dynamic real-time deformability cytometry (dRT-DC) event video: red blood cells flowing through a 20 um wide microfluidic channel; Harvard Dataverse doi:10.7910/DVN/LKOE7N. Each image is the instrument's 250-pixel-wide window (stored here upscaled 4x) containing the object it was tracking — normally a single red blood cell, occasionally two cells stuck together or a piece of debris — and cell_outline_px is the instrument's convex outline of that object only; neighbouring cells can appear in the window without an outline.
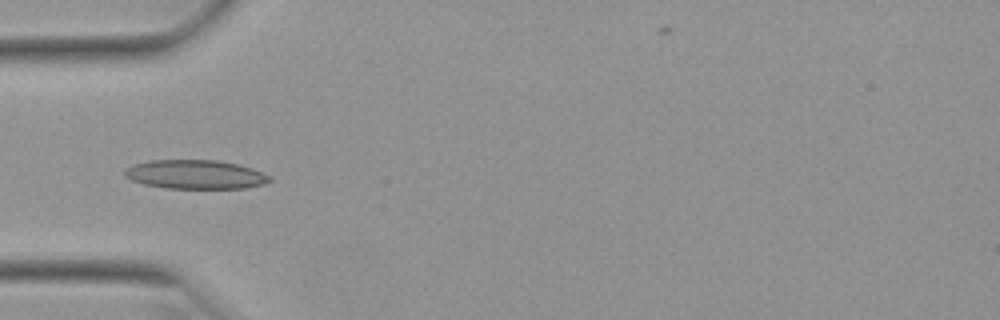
{"species": "Egyptian fruit bat (a non-hibernating species)", "species_latin": "Rousettus aegyptiacus", "temperature_condition": "warm", "stored_images_in_passage": 37, "camera_frame_rate_fps": 3000, "um_per_image_px": 0.085, "animal": {"sex": "female"}, "frame": {"image": 1, "passage_image": 1, "time_ms": 0.0, "image_size_px": [1000, 320], "cell_outline_px": [[272, 180], [264, 184], [244, 188], [164, 188], [144, 184], [132, 180], [124, 176], [124, 168], [132, 164], [148, 160], [220, 160], [240, 164], [252, 168], [272, 176]], "centroid_in_image_um": [16.6, 14.82], "position_along_channel_um": 68.4, "area_um2": 24.8}}
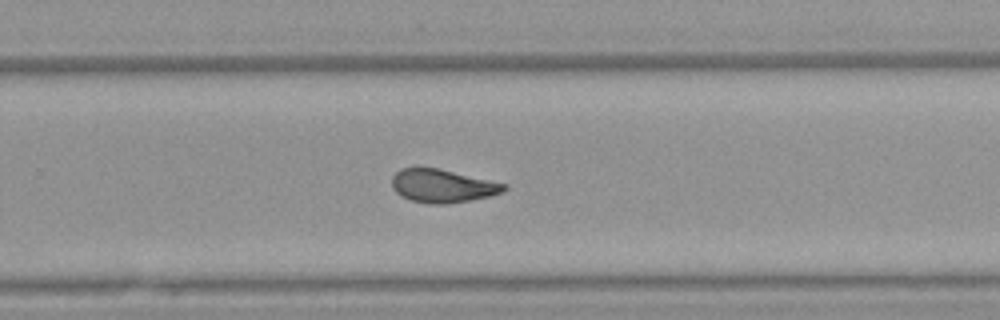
{"frame": {"image": 2, "passage_image": 18, "time_ms": 5.667, "image_size_px": [1000, 320], "cell_outline_px": [[508, 188], [504, 192], [492, 196], [472, 200], [444, 204], [428, 204], [412, 200], [396, 192], [392, 188], [392, 176], [400, 168], [436, 168], [508, 184]], "centroid_in_image_um": [37.65, 15.81], "position_along_channel_um": 292.2, "area_um2": 21.68}}
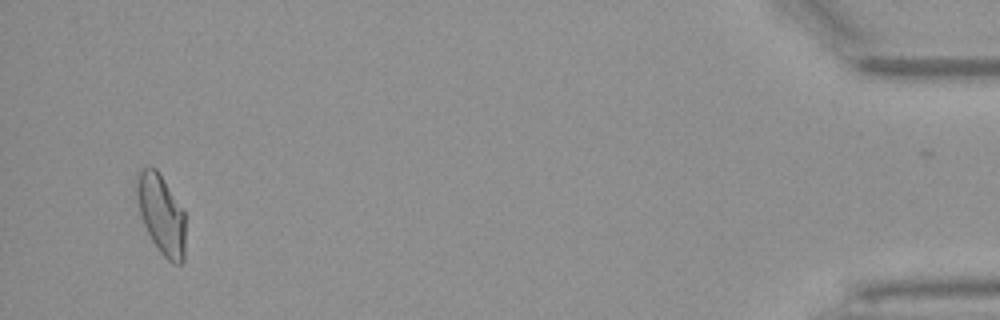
{"frame": {"image": 3, "passage_image": 34, "time_ms": 11.0, "image_size_px": [1000, 320], "cell_outline_px": [[184, 260], [180, 264], [172, 264], [160, 252], [152, 240], [144, 224], [140, 212], [136, 192], [136, 176], [140, 168], [156, 168], [184, 212]], "centroid_in_image_um": [13.7, 18.23], "position_along_channel_um": 421.5, "area_um2": 22.14}, "authors_computed_cell_mechanics": {"area_um2": 22.0796, "velocity_mm_per_s": 3.9513, "shape_relaxation_time_tau1_ms": null, "shape_relaxation_time_tau2_ms": 1.7311, "deformation_change_tau1": null, "deformation_change_tau2": 0.0847}}